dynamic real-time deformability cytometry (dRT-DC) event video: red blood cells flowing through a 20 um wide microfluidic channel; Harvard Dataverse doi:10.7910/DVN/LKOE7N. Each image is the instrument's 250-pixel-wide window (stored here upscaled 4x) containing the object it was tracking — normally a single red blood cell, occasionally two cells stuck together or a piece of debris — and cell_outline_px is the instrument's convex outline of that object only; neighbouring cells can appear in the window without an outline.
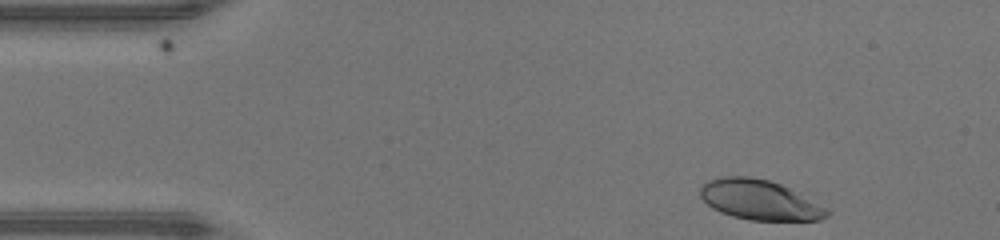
{"species": "human", "species_latin": "Homo sapiens", "temperature_condition": "warm", "stored_images_in_passage": 43, "camera_frame_rate_fps": 3000, "um_per_image_px": 0.085, "donor": {"sex": "male"}, "frame": {"image": 1, "passage_image": 1, "time_ms": 0.0, "image_size_px": [1000, 240], "cell_outline_px": [[828, 216], [820, 220], [752, 220], [732, 216], [720, 212], [712, 208], [700, 196], [700, 188], [708, 180], [724, 176], [752, 176], [768, 180], [780, 184], [788, 188], [824, 208], [828, 212]], "centroid_in_image_um": [64.49, 16.99], "position_along_channel_um": 20.5, "area_um2": 28.9}}
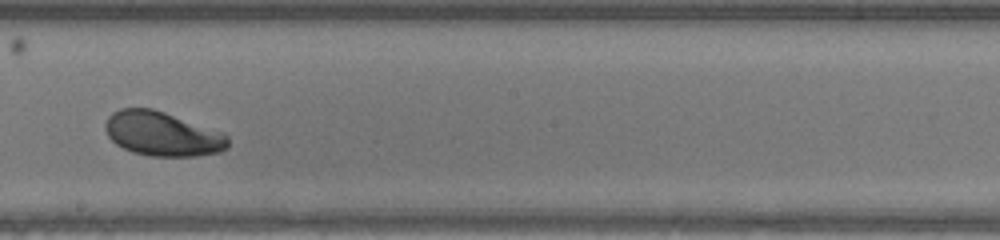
{"frame": {"image": 2, "passage_image": 22, "time_ms": 7.0, "image_size_px": [1000, 240], "cell_outline_px": [[228, 148], [220, 152], [196, 156], [152, 156], [132, 152], [116, 144], [108, 136], [104, 128], [104, 124], [108, 116], [112, 112], [120, 108], [152, 108], [224, 132], [228, 136]], "centroid_in_image_um": [13.8, 11.37], "position_along_channel_um": 234.4, "area_um2": 31.85}}
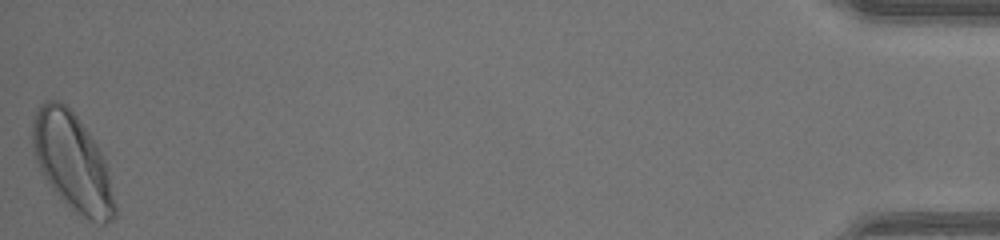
{"frame": {"image": 3, "passage_image": 43, "time_ms": 14.0, "image_size_px": [1000, 240], "cell_outline_px": [[116, 216], [112, 220], [104, 224], [100, 224], [76, 212], [60, 200], [44, 176], [32, 152], [32, 120], [40, 104], [44, 100], [60, 100], [76, 116], [96, 144], [104, 160], [116, 204]], "centroid_in_image_um": [6.13, 13.79], "position_along_channel_um": 429.1, "area_um2": 46.36}, "authors_computed_cell_mechanics": {"area_um2": 32.079, "velocity_mm_per_s": 4.3039, "shape_relaxation_time_tau1_ms": 3.1794, "shape_relaxation_time_tau2_ms": 3.8074, "deformation_change_tau1": 0.1545, "deformation_change_tau2": 0.0797}}